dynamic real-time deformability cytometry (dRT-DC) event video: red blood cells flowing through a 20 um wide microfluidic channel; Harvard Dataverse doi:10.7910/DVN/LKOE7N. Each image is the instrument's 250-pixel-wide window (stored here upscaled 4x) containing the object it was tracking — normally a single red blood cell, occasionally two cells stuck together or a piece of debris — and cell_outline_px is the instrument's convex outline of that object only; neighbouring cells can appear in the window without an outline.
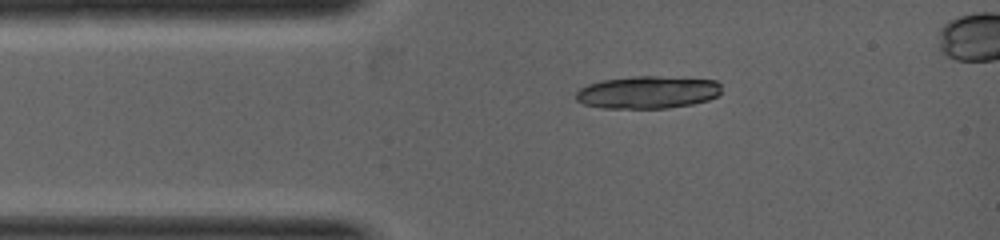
{"species": "common noctule bat (a hibernating species)", "species_latin": "Nyctalus noctula", "temperature_condition": "warm", "stored_images_in_passage": 2, "camera_frame_rate_fps": 5000, "um_per_image_px": 0.085, "animal": {"sex": "female", "body_mass_g": 19.0, "forearm_length_mm": 53.3}, "frame": {"image": 1, "passage_image": 1, "time_ms": 0.0, "image_size_px": [1000, 240], "cell_outline_px": [[720, 92], [716, 96], [708, 100], [692, 104], [668, 108], [604, 108], [584, 104], [576, 100], [576, 92], [580, 88], [588, 84], [600, 80], [636, 76], [660, 76], [716, 80], [720, 84]], "centroid_in_image_um": [55.04, 7.84], "position_along_channel_um": 30.0, "area_um2": 27.63}}